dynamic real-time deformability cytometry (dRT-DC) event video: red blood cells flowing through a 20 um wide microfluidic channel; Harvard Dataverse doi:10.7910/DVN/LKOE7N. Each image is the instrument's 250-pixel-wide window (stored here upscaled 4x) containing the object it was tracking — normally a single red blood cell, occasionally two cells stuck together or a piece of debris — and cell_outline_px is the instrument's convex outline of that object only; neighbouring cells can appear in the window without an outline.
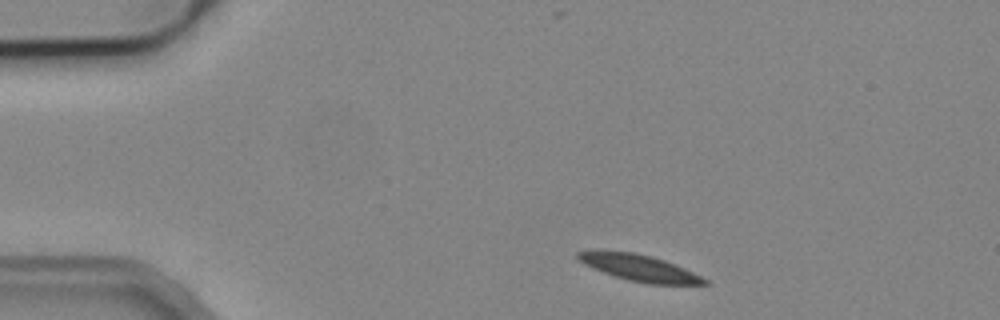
{"species": "common noctule bat (a hibernating species)", "species_latin": "Nyctalus noctula", "temperature_condition": "cold", "stored_images_in_passage": 2, "camera_frame_rate_fps": 3000, "um_per_image_px": 0.085, "animal": {"sex": "male", "body_mass_g": 19.2, "forearm_length_mm": 51.8}, "frame": {"image": 1, "passage_image": 1, "time_ms": 0.0, "image_size_px": [1000, 320], "cell_outline_px": [[712, 284], [648, 284], [628, 280], [592, 268], [584, 264], [576, 256], [576, 252], [632, 252], [652, 256], [664, 260], [684, 268], [708, 280]], "centroid_in_image_um": [54.41, 22.79], "position_along_channel_um": 30.6, "area_um2": 18.9}}